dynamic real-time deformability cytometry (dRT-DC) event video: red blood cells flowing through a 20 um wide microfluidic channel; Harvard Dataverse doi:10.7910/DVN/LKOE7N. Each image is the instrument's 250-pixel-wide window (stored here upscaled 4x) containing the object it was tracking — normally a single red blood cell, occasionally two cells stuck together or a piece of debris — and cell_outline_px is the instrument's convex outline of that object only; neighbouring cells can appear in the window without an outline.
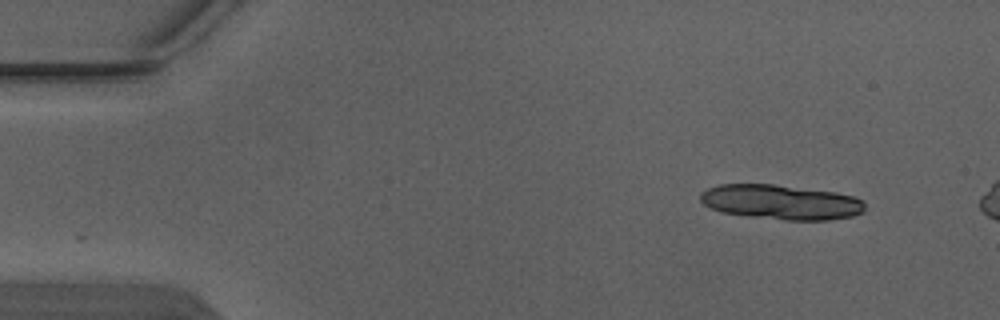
{"species": "Egyptian fruit bat (a non-hibernating species)", "species_latin": "Rousettus aegyptiacus", "temperature_condition": "warm", "stored_images_in_passage": 5, "segment_of_instrument_passage": [2, 2], "camera_frame_rate_fps": 3000, "um_per_image_px": 0.085, "animal": {"sex": "male"}, "frame": {"image": 1, "passage_image": 5, "time_ms": 1.333, "image_size_px": [1000, 320], "cell_outline_px": [[864, 212], [852, 216], [828, 220], [784, 220], [752, 216], [724, 212], [712, 208], [704, 204], [700, 200], [700, 192], [708, 188], [720, 184], [772, 184], [836, 192], [852, 196], [864, 200]], "centroid_in_image_um": [66.4, 17.17], "position_along_channel_um": 18.6, "area_um2": 33.18}}